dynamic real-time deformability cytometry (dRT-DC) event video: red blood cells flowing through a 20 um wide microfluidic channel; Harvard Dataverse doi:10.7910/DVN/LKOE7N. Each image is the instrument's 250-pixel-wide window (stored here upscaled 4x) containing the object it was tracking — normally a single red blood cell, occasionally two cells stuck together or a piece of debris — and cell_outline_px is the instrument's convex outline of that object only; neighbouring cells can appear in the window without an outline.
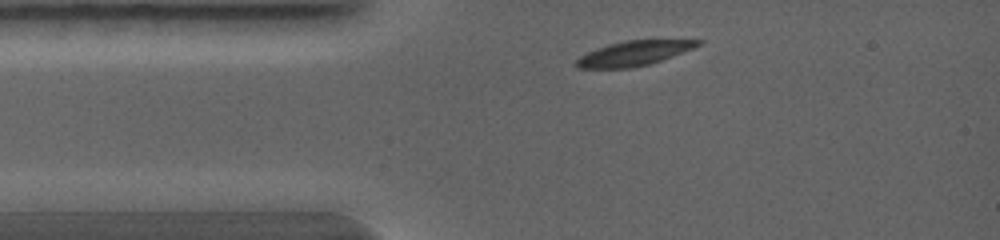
{"species": "common noctule bat (a hibernating species)", "species_latin": "Nyctalus noctula", "temperature_condition": "warm", "stored_images_in_passage": 2, "camera_frame_rate_fps": 5000, "um_per_image_px": 0.085, "animal": {"sex": "female", "body_mass_g": 19.0, "forearm_length_mm": 56.7}, "frame": {"image": 1, "passage_image": 1, "time_ms": 0.0, "image_size_px": [1000, 240], "cell_outline_px": [[704, 40], [700, 44], [692, 48], [660, 60], [648, 64], [632, 68], [576, 68], [576, 60], [580, 56], [596, 48], [608, 44], [624, 40]], "centroid_in_image_um": [53.82, 4.53], "position_along_channel_um": 31.2, "area_um2": 17.22}}
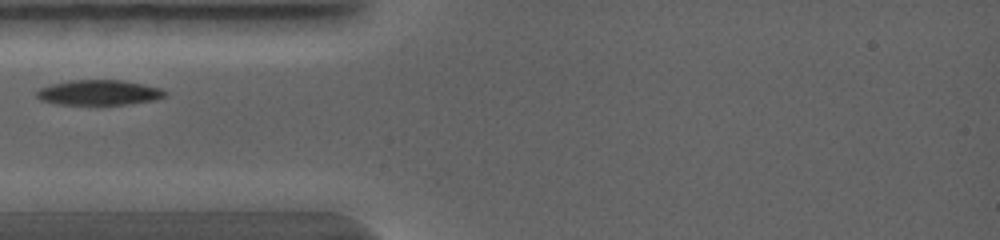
{"frame": {"image": 2, "passage_image": 2, "time_ms": 1.0, "image_size_px": [1000, 240], "cell_outline_px": [[168, 92], [164, 96], [156, 100], [128, 104], [56, 104], [40, 100], [36, 96], [36, 92], [40, 88], [52, 84], [72, 80], [124, 80], [144, 84], [160, 88]], "centroid_in_image_um": [8.43, 7.86], "position_along_channel_um": 76.6, "area_um2": 18.79}}